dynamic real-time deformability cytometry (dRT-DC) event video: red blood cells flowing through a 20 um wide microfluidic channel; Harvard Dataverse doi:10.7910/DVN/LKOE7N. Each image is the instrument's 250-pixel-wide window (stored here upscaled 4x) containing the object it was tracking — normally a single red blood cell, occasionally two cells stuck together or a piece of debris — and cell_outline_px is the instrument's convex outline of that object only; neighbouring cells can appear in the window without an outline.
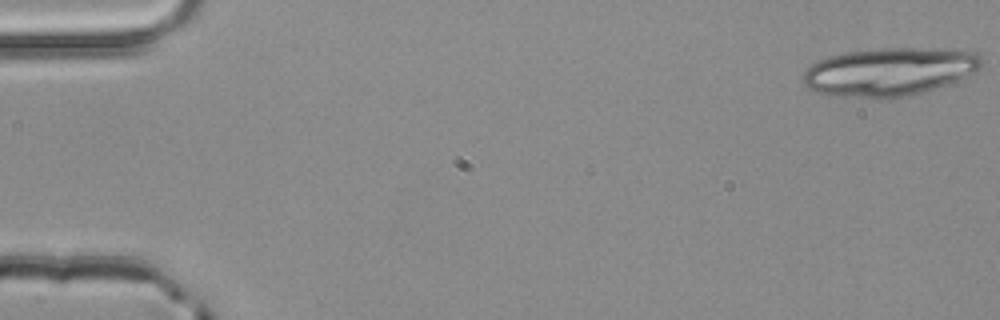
{"species": "common noctule bat (a hibernating species)", "species_latin": "Nyctalus noctula", "temperature_condition": "room temperature", "stored_images_in_passage": 4, "camera_frame_rate_fps": 3000, "um_per_image_px": 0.085, "animal": {"sex": "male", "body_mass_g": 20.4}, "frame": {"image": 1, "passage_image": 1, "time_ms": 0.0, "image_size_px": [1000, 320], "cell_outline_px": [[984, 64], [980, 68], [956, 80], [908, 96], [888, 100], [844, 96], [816, 92], [808, 88], [804, 84], [804, 72], [812, 64], [828, 56], [844, 52], [880, 48], [960, 48], [980, 52], [984, 60]], "centroid_in_image_um": [75.65, 6.07], "position_along_channel_um": 9.3, "area_um2": 50.58}}